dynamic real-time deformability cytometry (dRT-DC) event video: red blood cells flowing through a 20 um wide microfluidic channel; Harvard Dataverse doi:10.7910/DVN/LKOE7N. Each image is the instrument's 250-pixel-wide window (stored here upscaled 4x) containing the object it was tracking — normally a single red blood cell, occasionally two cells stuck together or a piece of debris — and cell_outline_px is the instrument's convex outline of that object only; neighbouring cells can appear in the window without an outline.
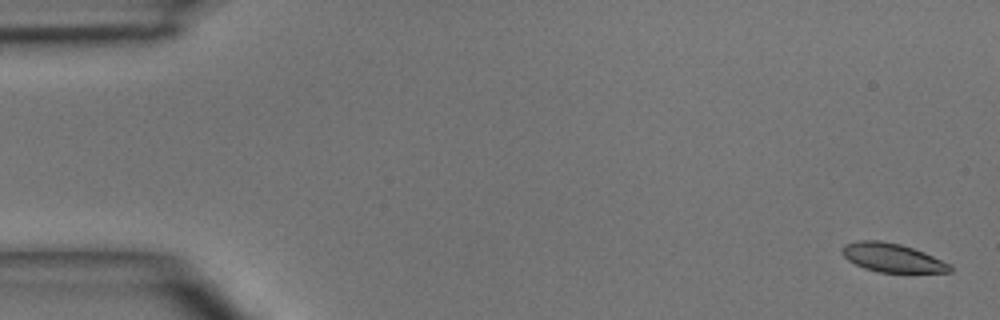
{"species": "common noctule bat (a hibernating species)", "species_latin": "Nyctalus noctula", "temperature_condition": "room temperature", "stored_images_in_passage": 2, "segment_of_instrument_passage": [2, 2], "camera_frame_rate_fps": 3000, "um_per_image_px": 0.085, "animal": {"sex": "male", "body_mass_g": 15.6}, "frame": {"image": 1, "passage_image": 2, "time_ms": 1.0, "image_size_px": [1000, 320], "cell_outline_px": [[952, 272], [880, 272], [864, 268], [848, 260], [840, 252], [840, 248], [844, 244], [856, 240], [880, 240], [900, 244], [924, 252], [952, 264]], "centroid_in_image_um": [75.82, 21.89], "position_along_channel_um": 9.2, "area_um2": 18.15}}